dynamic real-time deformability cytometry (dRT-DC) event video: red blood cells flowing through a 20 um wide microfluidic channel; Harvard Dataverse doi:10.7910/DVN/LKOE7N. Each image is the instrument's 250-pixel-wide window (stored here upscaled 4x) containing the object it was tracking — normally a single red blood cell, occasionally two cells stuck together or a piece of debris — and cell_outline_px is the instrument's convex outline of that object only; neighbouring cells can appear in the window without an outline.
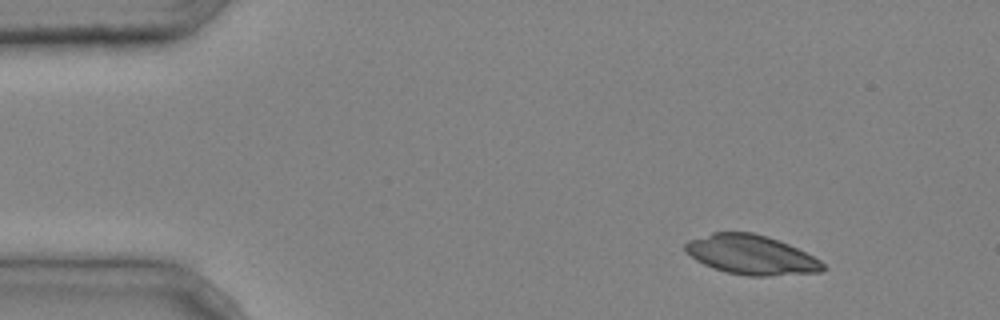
{"species": "common noctule bat (a hibernating species)", "species_latin": "Nyctalus noctula", "temperature_condition": "cold", "stored_images_in_passage": 3, "camera_frame_rate_fps": 3000, "um_per_image_px": 0.085, "animal": {"sex": "male", "body_mass_g": 20.4}, "frame": {"image": 1, "passage_image": 1, "time_ms": 0.0, "image_size_px": [1000, 320], "cell_outline_px": [[828, 268], [820, 272], [768, 276], [748, 276], [728, 272], [712, 268], [696, 260], [684, 252], [684, 244], [688, 240], [712, 232], [752, 232], [768, 236], [780, 240], [820, 260]], "centroid_in_image_um": [63.83, 21.65], "position_along_channel_um": 21.2, "area_um2": 31.79}}